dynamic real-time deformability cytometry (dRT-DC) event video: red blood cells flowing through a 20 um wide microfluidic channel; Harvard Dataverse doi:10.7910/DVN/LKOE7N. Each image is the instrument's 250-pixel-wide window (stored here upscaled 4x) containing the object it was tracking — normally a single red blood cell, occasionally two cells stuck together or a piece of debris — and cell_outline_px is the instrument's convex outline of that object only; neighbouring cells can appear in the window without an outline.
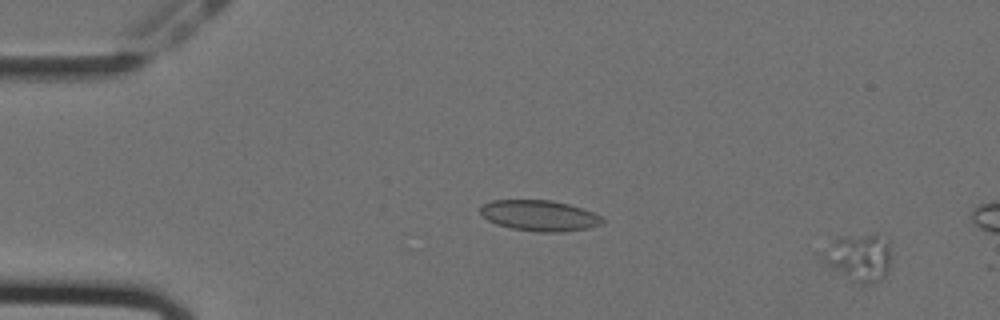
{"species": "Egyptian fruit bat (a non-hibernating species)", "species_latin": "Rousettus aegyptiacus", "temperature_condition": "cold", "stored_images_in_passage": 7, "camera_frame_rate_fps": 3000, "um_per_image_px": 0.085, "animal": {"sex": "female"}, "frame": {"image": 1, "passage_image": 4, "time_ms": 1.0, "image_size_px": [1000, 320], "cell_outline_px": [[888, 268], [884, 276], [880, 280], [872, 284], [860, 284], [828, 264], [824, 256], [824, 252], [836, 236], [876, 232], [888, 240]], "centroid_in_image_um": [73.06, 21.81], "position_along_channel_um": 11.9, "area_um2": 18.44}}